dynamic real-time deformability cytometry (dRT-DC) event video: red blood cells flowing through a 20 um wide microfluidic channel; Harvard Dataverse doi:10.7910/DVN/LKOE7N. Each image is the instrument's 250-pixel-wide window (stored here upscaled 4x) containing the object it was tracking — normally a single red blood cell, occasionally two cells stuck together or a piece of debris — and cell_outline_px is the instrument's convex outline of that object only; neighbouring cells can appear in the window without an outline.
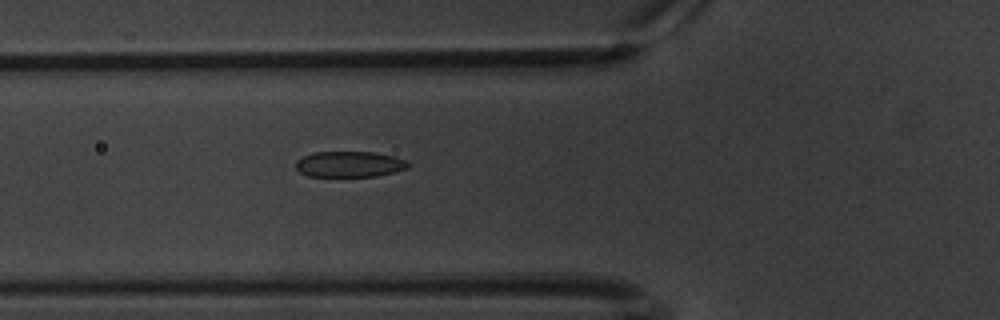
{"species": "common noctule bat (a hibernating species)", "species_latin": "Nyctalus noctula", "temperature_condition": "warm", "stored_images_in_passage": 44, "camera_frame_rate_fps": 3000, "um_per_image_px": 0.085, "animal": {"sex": "male", "body_mass_g": 20.1, "forearm_length_mm": 53.5}, "frame": {"image": 1, "passage_image": 8, "time_ms": 2.333, "image_size_px": [1000, 320], "cell_outline_px": [[408, 168], [396, 172], [376, 176], [308, 176], [300, 172], [296, 168], [296, 160], [312, 152], [372, 152], [396, 156], [404, 160], [408, 164]], "centroid_in_image_um": [29.7, 13.95], "position_along_channel_um": 96.1, "area_um2": 16.88}}
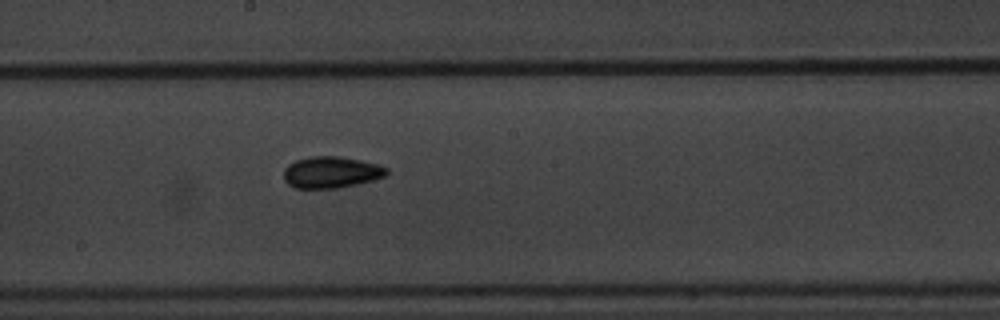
{"frame": {"image": 2, "passage_image": 19, "time_ms": 6.0, "image_size_px": [1000, 320], "cell_outline_px": [[388, 172], [384, 176], [372, 180], [356, 184], [336, 188], [296, 188], [288, 184], [284, 180], [284, 168], [288, 164], [296, 160], [308, 156], [340, 156], [380, 164], [388, 168]], "centroid_in_image_um": [28.14, 14.63], "position_along_channel_um": 220.1, "area_um2": 18.96}}
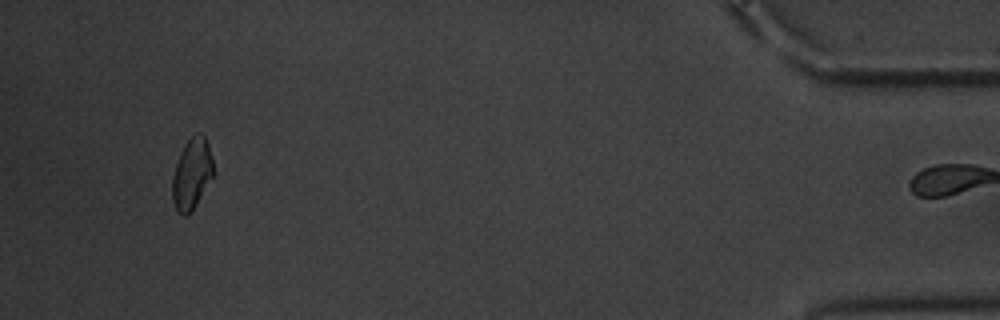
{"frame": {"image": 3, "passage_image": 43, "time_ms": 14.0, "image_size_px": [1000, 320], "cell_outline_px": [[212, 176], [192, 212], [184, 216], [176, 212], [172, 200], [172, 176], [180, 152], [184, 144], [196, 132], [200, 132], [204, 136], [208, 144], [212, 160]], "centroid_in_image_um": [16.27, 14.79], "position_along_channel_um": 418.9, "area_um2": 16.88}}